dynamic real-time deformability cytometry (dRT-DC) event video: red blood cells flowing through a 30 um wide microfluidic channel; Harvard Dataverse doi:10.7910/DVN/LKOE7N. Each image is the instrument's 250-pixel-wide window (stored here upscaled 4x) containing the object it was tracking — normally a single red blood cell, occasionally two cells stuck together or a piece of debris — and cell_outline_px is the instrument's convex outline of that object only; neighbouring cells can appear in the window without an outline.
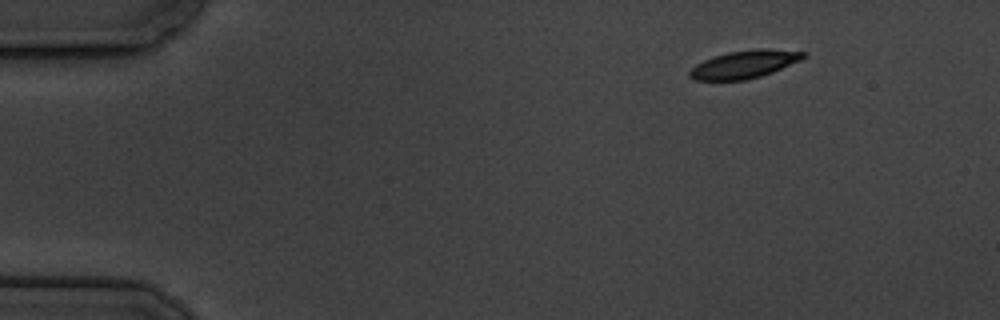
{"species": "common noctule bat (a hibernating species)", "species_latin": "Nyctalus noctula", "temperature_condition": "cold", "stored_images_in_passage": 4, "camera_frame_rate_fps": 3000, "um_per_image_px": 0.085, "animal": {"sex": "male", "body_mass_g": 19.5, "forearm_length_mm": 54.6}, "frame": {"image": 1, "passage_image": 1, "time_ms": 0.0, "image_size_px": [1000, 320], "cell_outline_px": [[804, 56], [800, 60], [772, 72], [760, 76], [744, 80], [696, 80], [688, 76], [688, 72], [696, 64], [704, 60], [728, 52], [756, 48], [760, 48], [804, 52]], "centroid_in_image_um": [63.22, 5.47], "position_along_channel_um": 21.8, "area_um2": 18.09}}
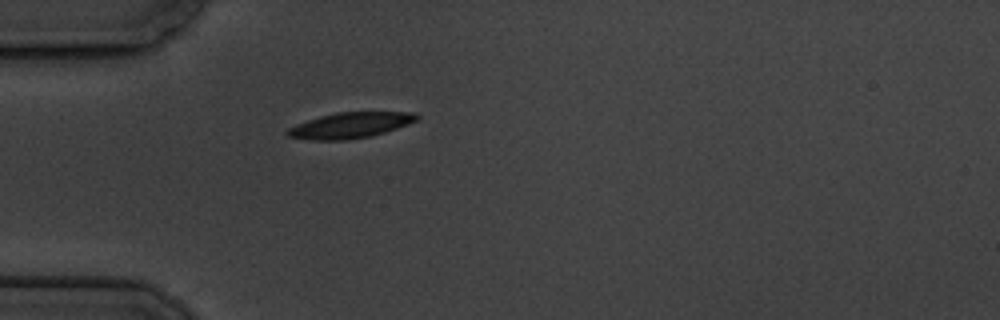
{"frame": {"image": 2, "passage_image": 4, "time_ms": 3.333, "image_size_px": [1000, 320], "cell_outline_px": [[420, 120], [384, 132], [368, 136], [348, 140], [312, 140], [288, 136], [284, 132], [288, 128], [296, 124], [320, 116], [336, 112], [416, 112], [420, 116]], "centroid_in_image_um": [29.78, 10.64], "position_along_channel_um": 55.2, "area_um2": 19.36}}